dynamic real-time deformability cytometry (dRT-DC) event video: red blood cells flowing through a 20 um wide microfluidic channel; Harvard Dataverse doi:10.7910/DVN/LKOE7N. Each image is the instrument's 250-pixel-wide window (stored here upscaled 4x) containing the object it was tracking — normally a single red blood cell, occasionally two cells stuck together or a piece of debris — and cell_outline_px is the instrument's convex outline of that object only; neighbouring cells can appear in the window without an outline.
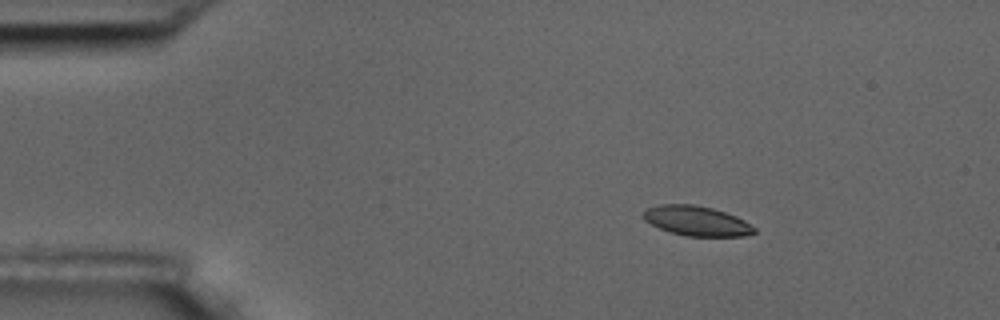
{"species": "common noctule bat (a hibernating species)", "species_latin": "Nyctalus noctula", "temperature_condition": "room temperature", "stored_images_in_passage": 12, "camera_frame_rate_fps": 3000, "um_per_image_px": 0.085, "animal": {"sex": "male", "body_mass_g": 17.5, "forearm_length_mm": 52.3}, "frame": {"image": 1, "passage_image": 3, "time_ms": 2.333, "image_size_px": [1000, 320], "cell_outline_px": [[756, 232], [744, 236], [684, 236], [660, 228], [644, 220], [644, 208], [660, 204], [696, 204], [712, 208], [736, 216], [744, 220], [756, 228]], "centroid_in_image_um": [59.21, 18.77], "position_along_channel_um": 25.8, "area_um2": 19.25}}
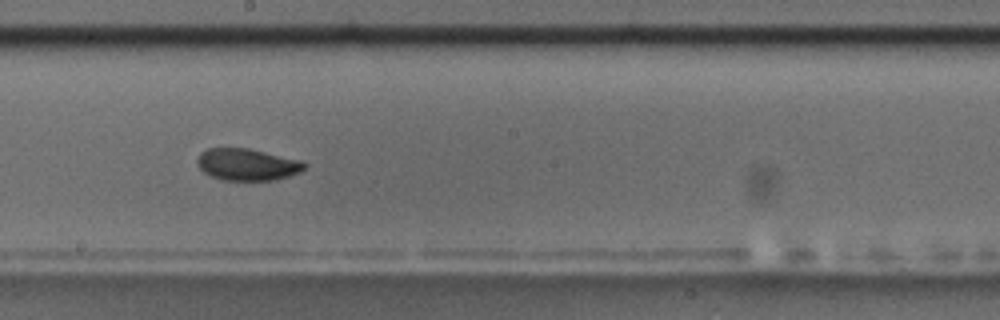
{"frame": {"image": 2, "passage_image": 9, "time_ms": 10.0, "image_size_px": [1000, 320], "cell_outline_px": [[308, 164], [300, 172], [276, 180], [224, 180], [212, 176], [204, 172], [196, 164], [196, 160], [200, 152], [208, 148], [248, 148], [300, 160]], "centroid_in_image_um": [21.0, 13.98], "position_along_channel_um": 227.2, "area_um2": 19.88}}
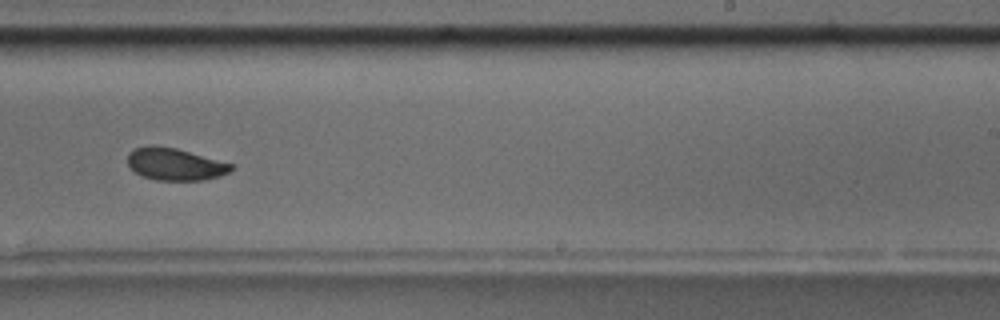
{"frame": {"image": 3, "passage_image": 10, "time_ms": 11.333, "image_size_px": [1000, 320], "cell_outline_px": [[236, 168], [220, 176], [204, 180], [156, 180], [144, 176], [136, 172], [128, 164], [128, 152], [132, 148], [148, 144], [152, 144], [176, 148], [232, 164]], "centroid_in_image_um": [14.85, 13.94], "position_along_channel_um": 274.1, "area_um2": 19.48}}